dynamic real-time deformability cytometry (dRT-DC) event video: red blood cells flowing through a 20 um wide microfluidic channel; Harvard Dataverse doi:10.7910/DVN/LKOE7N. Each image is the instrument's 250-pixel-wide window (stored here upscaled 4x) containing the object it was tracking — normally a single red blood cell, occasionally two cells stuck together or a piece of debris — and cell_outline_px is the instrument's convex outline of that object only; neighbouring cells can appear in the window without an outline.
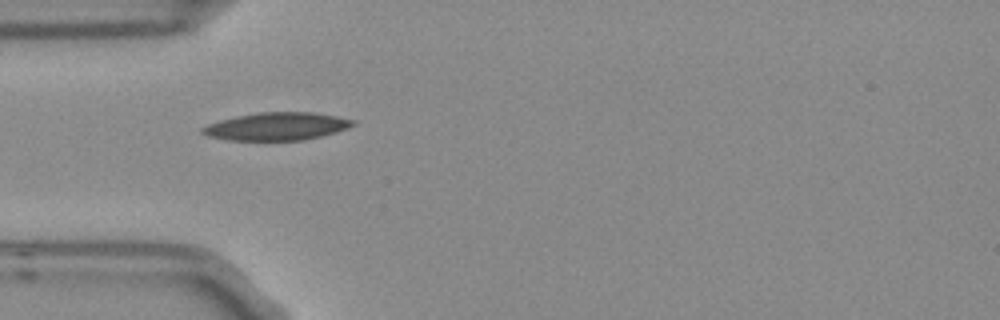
{"species": "Egyptian fruit bat (a non-hibernating species)", "species_latin": "Rousettus aegyptiacus", "temperature_condition": "room temperature", "stored_images_in_passage": 2, "camera_frame_rate_fps": 3000, "um_per_image_px": 0.085, "frame": {"image": 1, "passage_image": 1, "time_ms": 0.0, "image_size_px": [1000, 320], "cell_outline_px": [[356, 124], [336, 132], [304, 140], [228, 140], [208, 136], [200, 132], [200, 128], [208, 124], [220, 120], [236, 116], [256, 112], [312, 112], [336, 116], [356, 120]], "centroid_in_image_um": [23.51, 10.73], "position_along_channel_um": 61.5, "area_um2": 24.39}}
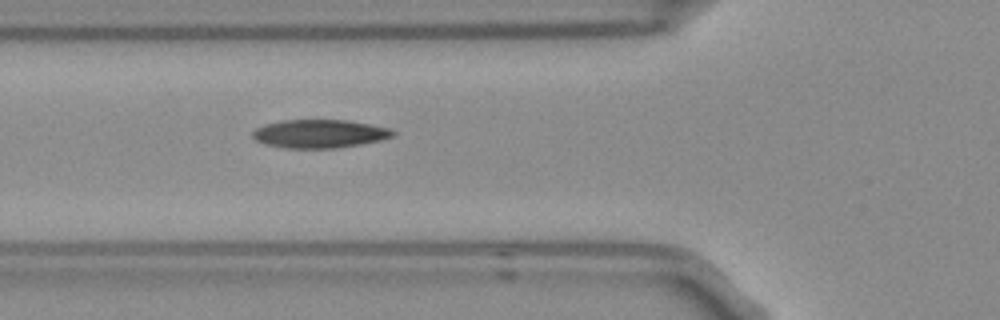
{"frame": {"image": 2, "passage_image": 2, "time_ms": 0.333, "image_size_px": [1000, 320], "cell_outline_px": [[396, 136], [380, 140], [360, 144], [332, 148], [288, 148], [264, 144], [256, 140], [252, 136], [252, 132], [256, 128], [264, 124], [280, 120], [348, 120], [392, 128], [396, 132]], "centroid_in_image_um": [27.18, 11.36], "position_along_channel_um": 98.6, "area_um2": 23.29}}